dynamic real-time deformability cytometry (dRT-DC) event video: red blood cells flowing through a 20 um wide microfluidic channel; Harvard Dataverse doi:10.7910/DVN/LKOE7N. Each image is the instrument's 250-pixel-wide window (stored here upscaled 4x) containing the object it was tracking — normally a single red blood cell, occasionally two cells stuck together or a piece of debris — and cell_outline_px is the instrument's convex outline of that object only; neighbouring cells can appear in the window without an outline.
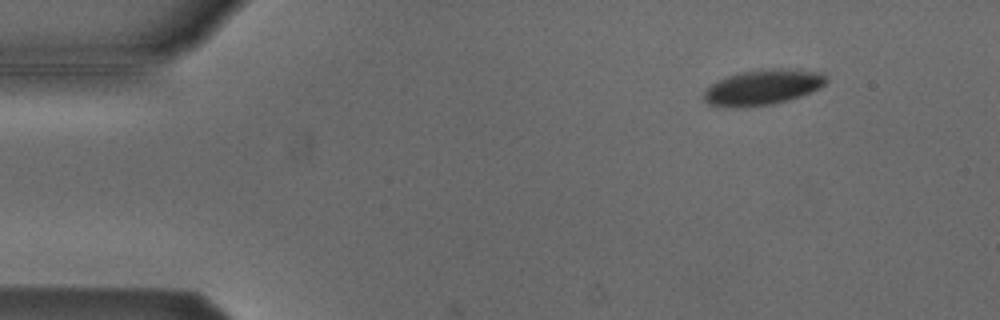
{"species": "Egyptian fruit bat (a non-hibernating species)", "species_latin": "Rousettus aegyptiacus", "temperature_condition": "cold", "stored_images_in_passage": 10, "camera_frame_rate_fps": 3000, "um_per_image_px": 0.085, "animal": {"sex": "male"}, "frame": {"image": 1, "passage_image": 7, "time_ms": 2.0, "image_size_px": [1000, 320], "cell_outline_px": [[828, 80], [820, 88], [812, 92], [788, 100], [772, 104], [708, 104], [704, 100], [704, 92], [716, 80], [740, 72], [760, 68], [800, 68], [820, 72], [828, 76]], "centroid_in_image_um": [64.96, 7.33], "position_along_channel_um": 20.0, "area_um2": 24.74}}